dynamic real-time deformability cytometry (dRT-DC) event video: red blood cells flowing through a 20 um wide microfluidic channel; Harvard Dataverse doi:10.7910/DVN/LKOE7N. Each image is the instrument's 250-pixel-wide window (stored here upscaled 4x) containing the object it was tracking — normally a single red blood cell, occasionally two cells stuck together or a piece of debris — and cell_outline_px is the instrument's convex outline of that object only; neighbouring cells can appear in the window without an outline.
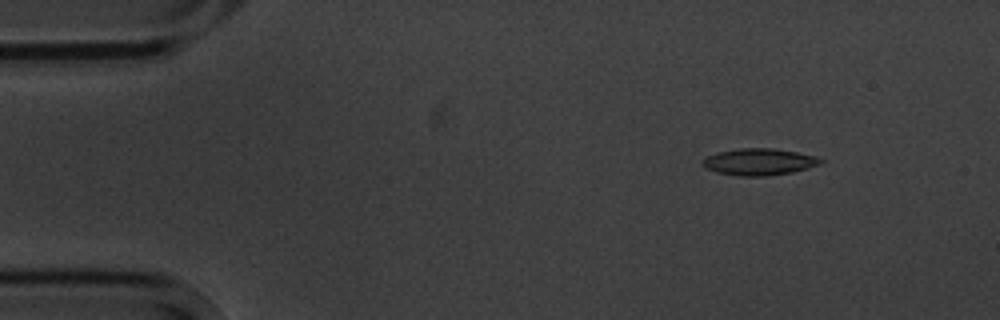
{"species": "common noctule bat (a hibernating species)", "species_latin": "Nyctalus noctula", "temperature_condition": "cold", "stored_images_in_passage": 4, "camera_frame_rate_fps": 3000, "um_per_image_px": 0.085, "animal": {"sex": "male", "body_mass_g": 20.1, "forearm_length_mm": 53.5}, "frame": {"image": 1, "passage_image": 1, "time_ms": 0.0, "image_size_px": [1000, 320], "cell_outline_px": [[824, 164], [792, 172], [764, 176], [736, 176], [716, 172], [704, 168], [700, 164], [700, 160], [708, 156], [720, 152], [740, 148], [772, 148], [796, 152], [816, 156], [824, 160]], "centroid_in_image_um": [64.52, 13.76], "position_along_channel_um": 20.5, "area_um2": 18.55}}
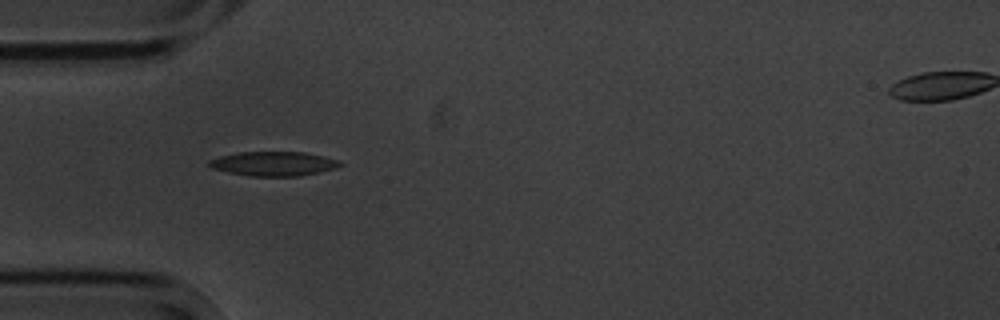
{"frame": {"image": 2, "passage_image": 3, "time_ms": 3.333, "image_size_px": [1000, 320], "cell_outline_px": [[344, 164], [336, 168], [320, 172], [300, 176], [248, 176], [228, 172], [212, 168], [208, 164], [208, 160], [220, 156], [240, 152], [304, 152], [340, 160]], "centroid_in_image_um": [23.28, 13.92], "position_along_channel_um": 61.7, "area_um2": 18.61}}
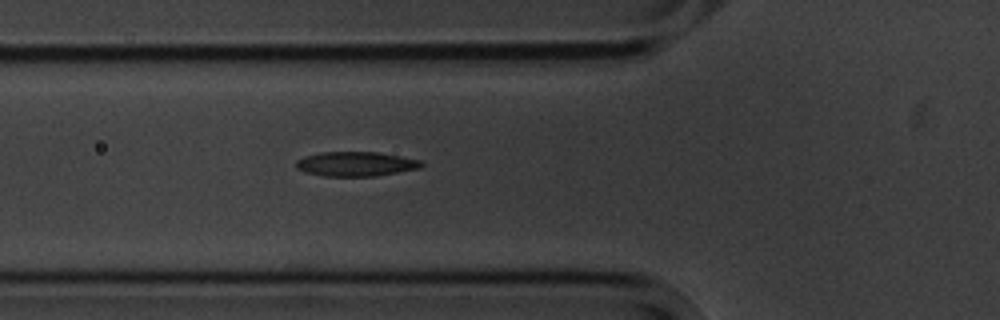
{"frame": {"image": 3, "passage_image": 4, "time_ms": 4.333, "image_size_px": [1000, 320], "cell_outline_px": [[424, 164], [420, 168], [376, 176], [324, 176], [304, 172], [296, 168], [296, 160], [304, 156], [320, 152], [376, 152], [400, 156], [420, 160]], "centroid_in_image_um": [30.22, 13.93], "position_along_channel_um": 95.6, "area_um2": 17.92}}